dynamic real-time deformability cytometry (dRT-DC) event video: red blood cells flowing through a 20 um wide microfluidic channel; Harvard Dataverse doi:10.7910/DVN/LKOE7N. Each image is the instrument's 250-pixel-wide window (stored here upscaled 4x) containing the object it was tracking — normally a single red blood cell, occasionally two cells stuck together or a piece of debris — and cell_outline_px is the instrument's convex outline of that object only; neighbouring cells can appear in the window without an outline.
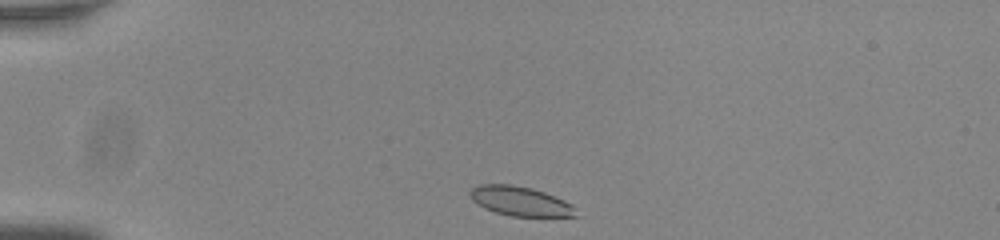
{"species": "common noctule bat (a hibernating species)", "species_latin": "Nyctalus noctula", "temperature_condition": "room temperature", "stored_images_in_passage": 38, "camera_frame_rate_fps": 3000, "um_per_image_px": 0.085, "animal": {"sex": "male", "body_mass_g": 20.0, "forearm_length_mm": 53.3}, "frame": {"image": 1, "passage_image": 1, "time_ms": 0.0, "image_size_px": [1000, 240], "cell_outline_px": [[580, 216], [512, 216], [496, 212], [484, 208], [472, 200], [468, 192], [472, 188], [480, 184], [512, 184], [532, 188], [544, 192], [564, 200], [572, 204], [576, 208]], "centroid_in_image_um": [44.24, 17.09], "position_along_channel_um": 40.8, "area_um2": 18.21}}
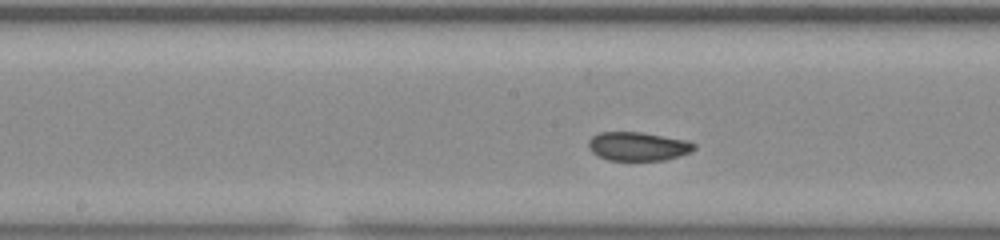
{"frame": {"image": 2, "passage_image": 17, "time_ms": 5.333, "image_size_px": [1000, 240], "cell_outline_px": [[696, 148], [692, 152], [680, 156], [664, 160], [608, 160], [592, 152], [588, 148], [588, 140], [592, 136], [600, 132], [640, 132], [688, 140], [696, 144]], "centroid_in_image_um": [54.25, 12.44], "position_along_channel_um": 193.9, "area_um2": 17.8}}
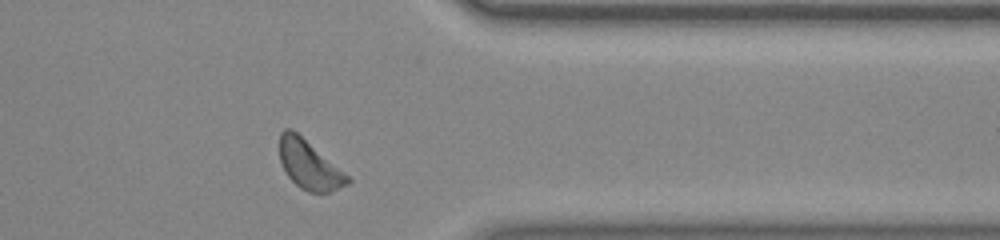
{"frame": {"image": 3, "passage_image": 33, "time_ms": 10.667, "image_size_px": [1000, 240], "cell_outline_px": [[352, 180], [348, 184], [332, 192], [308, 192], [300, 188], [288, 176], [280, 160], [280, 132], [284, 128], [292, 128], [344, 172]], "centroid_in_image_um": [26.28, 14.01], "position_along_channel_um": 385.1, "area_um2": 19.07}, "authors_computed_cell_mechanics": {"area_um2": 18.8139, "velocity_mm_per_s": 3.7232, "shape_relaxation_time_tau1_ms": 2.2328, "shape_relaxation_time_tau2_ms": null, "deformation_change_tau1": 0.0538, "deformation_change_tau2": null}}